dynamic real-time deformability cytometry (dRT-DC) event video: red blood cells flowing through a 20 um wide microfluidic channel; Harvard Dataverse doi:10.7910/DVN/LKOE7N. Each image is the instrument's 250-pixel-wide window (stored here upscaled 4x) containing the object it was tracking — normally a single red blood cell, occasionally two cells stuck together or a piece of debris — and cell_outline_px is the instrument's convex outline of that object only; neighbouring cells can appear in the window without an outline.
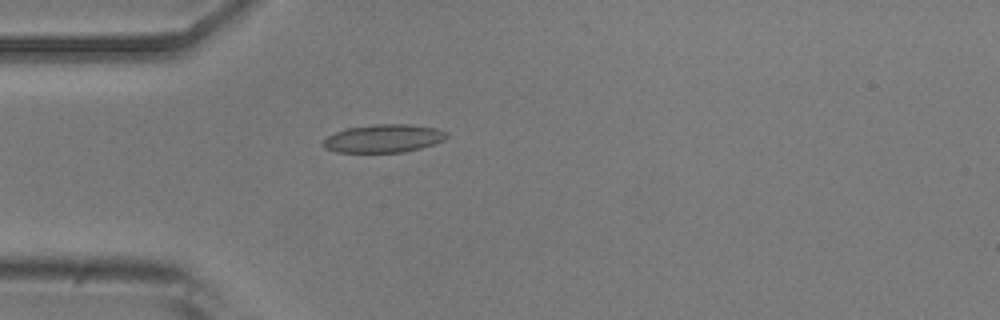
{"species": "common noctule bat (a hibernating species)", "species_latin": "Nyctalus noctula", "temperature_condition": "room temperature", "stored_images_in_passage": 3, "camera_frame_rate_fps": 3000, "um_per_image_px": 0.085, "animal": {"sex": "male", "body_mass_g": 20.5, "forearm_length_mm": 52.5}, "frame": {"image": 1, "passage_image": 3, "time_ms": 3.0, "image_size_px": [1000, 320], "cell_outline_px": [[448, 136], [444, 140], [420, 148], [404, 152], [336, 152], [324, 148], [320, 144], [328, 136], [344, 128], [376, 124], [408, 124], [436, 128], [448, 132]], "centroid_in_image_um": [32.58, 11.76], "position_along_channel_um": 52.4, "area_um2": 20.29}}